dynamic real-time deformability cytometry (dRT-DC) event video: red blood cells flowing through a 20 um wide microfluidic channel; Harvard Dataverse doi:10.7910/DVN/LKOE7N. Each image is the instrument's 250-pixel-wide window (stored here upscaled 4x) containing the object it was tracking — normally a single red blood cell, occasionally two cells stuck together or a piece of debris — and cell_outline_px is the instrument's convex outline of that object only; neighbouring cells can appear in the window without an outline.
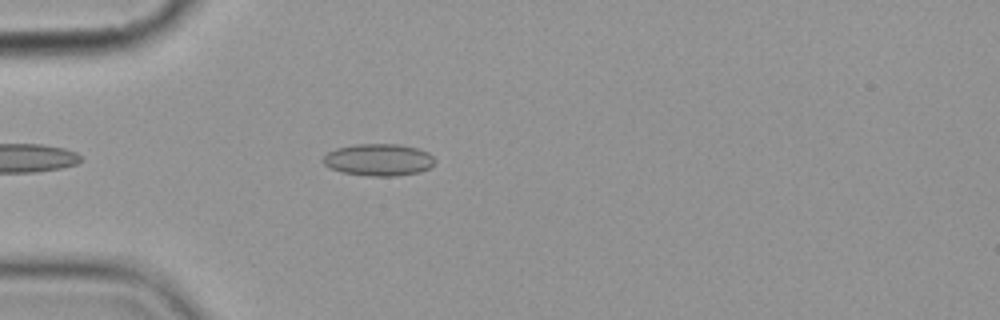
{"species": "common noctule bat (a hibernating species)", "species_latin": "Nyctalus noctula", "temperature_condition": "cold", "stored_images_in_passage": 5, "camera_frame_rate_fps": 3000, "um_per_image_px": 0.085, "animal": {"sex": "female", "body_mass_g": 19.9}, "frame": {"image": 1, "passage_image": 4, "time_ms": 3.667, "image_size_px": [1000, 320], "cell_outline_px": [[432, 164], [428, 168], [420, 172], [396, 176], [368, 176], [340, 172], [324, 164], [320, 160], [328, 152], [336, 148], [356, 144], [396, 144], [416, 148], [428, 152], [432, 156]], "centroid_in_image_um": [32.13, 13.59], "position_along_channel_um": 52.9, "area_um2": 20.75}}